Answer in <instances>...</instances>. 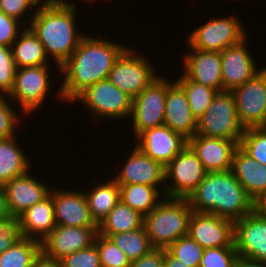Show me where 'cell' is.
Segmentation results:
<instances>
[{
	"label": "cell",
	"mask_w": 266,
	"mask_h": 267,
	"mask_svg": "<svg viewBox=\"0 0 266 267\" xmlns=\"http://www.w3.org/2000/svg\"><path fill=\"white\" fill-rule=\"evenodd\" d=\"M31 7H38V10L39 9H44V8H50V7H53L55 6L58 2H61V3H64V4H67V1H64V0H46V1H42V0H27ZM41 1L43 3H41ZM41 3V4H40Z\"/></svg>",
	"instance_id": "cell-48"
},
{
	"label": "cell",
	"mask_w": 266,
	"mask_h": 267,
	"mask_svg": "<svg viewBox=\"0 0 266 267\" xmlns=\"http://www.w3.org/2000/svg\"><path fill=\"white\" fill-rule=\"evenodd\" d=\"M166 80L159 76L132 99L133 129L138 137L145 130L164 124Z\"/></svg>",
	"instance_id": "cell-11"
},
{
	"label": "cell",
	"mask_w": 266,
	"mask_h": 267,
	"mask_svg": "<svg viewBox=\"0 0 266 267\" xmlns=\"http://www.w3.org/2000/svg\"><path fill=\"white\" fill-rule=\"evenodd\" d=\"M246 40L221 52L223 91H232L260 72L256 69L255 62L245 46Z\"/></svg>",
	"instance_id": "cell-20"
},
{
	"label": "cell",
	"mask_w": 266,
	"mask_h": 267,
	"mask_svg": "<svg viewBox=\"0 0 266 267\" xmlns=\"http://www.w3.org/2000/svg\"><path fill=\"white\" fill-rule=\"evenodd\" d=\"M10 214L6 205V194L3 185H0V220L9 217Z\"/></svg>",
	"instance_id": "cell-50"
},
{
	"label": "cell",
	"mask_w": 266,
	"mask_h": 267,
	"mask_svg": "<svg viewBox=\"0 0 266 267\" xmlns=\"http://www.w3.org/2000/svg\"><path fill=\"white\" fill-rule=\"evenodd\" d=\"M241 22L235 16L214 18L195 29L187 38L190 48L222 52L246 39Z\"/></svg>",
	"instance_id": "cell-10"
},
{
	"label": "cell",
	"mask_w": 266,
	"mask_h": 267,
	"mask_svg": "<svg viewBox=\"0 0 266 267\" xmlns=\"http://www.w3.org/2000/svg\"><path fill=\"white\" fill-rule=\"evenodd\" d=\"M126 48L104 39L84 36L71 57L60 67L65 75L58 96L74 100L88 86L108 79L114 62Z\"/></svg>",
	"instance_id": "cell-1"
},
{
	"label": "cell",
	"mask_w": 266,
	"mask_h": 267,
	"mask_svg": "<svg viewBox=\"0 0 266 267\" xmlns=\"http://www.w3.org/2000/svg\"><path fill=\"white\" fill-rule=\"evenodd\" d=\"M120 186V201L138 211L141 215L149 214L161 201L156 187L145 184H129Z\"/></svg>",
	"instance_id": "cell-30"
},
{
	"label": "cell",
	"mask_w": 266,
	"mask_h": 267,
	"mask_svg": "<svg viewBox=\"0 0 266 267\" xmlns=\"http://www.w3.org/2000/svg\"><path fill=\"white\" fill-rule=\"evenodd\" d=\"M187 145L208 172L230 171L234 150L239 146L233 140L201 135L188 139Z\"/></svg>",
	"instance_id": "cell-19"
},
{
	"label": "cell",
	"mask_w": 266,
	"mask_h": 267,
	"mask_svg": "<svg viewBox=\"0 0 266 267\" xmlns=\"http://www.w3.org/2000/svg\"><path fill=\"white\" fill-rule=\"evenodd\" d=\"M143 226V215L119 201L98 226V233L105 237L139 229Z\"/></svg>",
	"instance_id": "cell-29"
},
{
	"label": "cell",
	"mask_w": 266,
	"mask_h": 267,
	"mask_svg": "<svg viewBox=\"0 0 266 267\" xmlns=\"http://www.w3.org/2000/svg\"><path fill=\"white\" fill-rule=\"evenodd\" d=\"M15 110L3 96L0 99V139H6L15 136V128L19 126L20 118L15 114ZM19 119V120H18Z\"/></svg>",
	"instance_id": "cell-41"
},
{
	"label": "cell",
	"mask_w": 266,
	"mask_h": 267,
	"mask_svg": "<svg viewBox=\"0 0 266 267\" xmlns=\"http://www.w3.org/2000/svg\"><path fill=\"white\" fill-rule=\"evenodd\" d=\"M94 243L99 251L101 267H129L130 260L110 238L98 233Z\"/></svg>",
	"instance_id": "cell-36"
},
{
	"label": "cell",
	"mask_w": 266,
	"mask_h": 267,
	"mask_svg": "<svg viewBox=\"0 0 266 267\" xmlns=\"http://www.w3.org/2000/svg\"><path fill=\"white\" fill-rule=\"evenodd\" d=\"M32 267H62L61 261L46 256L42 251L36 256Z\"/></svg>",
	"instance_id": "cell-45"
},
{
	"label": "cell",
	"mask_w": 266,
	"mask_h": 267,
	"mask_svg": "<svg viewBox=\"0 0 266 267\" xmlns=\"http://www.w3.org/2000/svg\"><path fill=\"white\" fill-rule=\"evenodd\" d=\"M244 128L239 122L236 102L232 91H219L212 103L197 120L195 135L233 140L238 145Z\"/></svg>",
	"instance_id": "cell-5"
},
{
	"label": "cell",
	"mask_w": 266,
	"mask_h": 267,
	"mask_svg": "<svg viewBox=\"0 0 266 267\" xmlns=\"http://www.w3.org/2000/svg\"><path fill=\"white\" fill-rule=\"evenodd\" d=\"M164 262L166 267H189L164 249Z\"/></svg>",
	"instance_id": "cell-49"
},
{
	"label": "cell",
	"mask_w": 266,
	"mask_h": 267,
	"mask_svg": "<svg viewBox=\"0 0 266 267\" xmlns=\"http://www.w3.org/2000/svg\"><path fill=\"white\" fill-rule=\"evenodd\" d=\"M252 211L266 218V190L252 200Z\"/></svg>",
	"instance_id": "cell-46"
},
{
	"label": "cell",
	"mask_w": 266,
	"mask_h": 267,
	"mask_svg": "<svg viewBox=\"0 0 266 267\" xmlns=\"http://www.w3.org/2000/svg\"><path fill=\"white\" fill-rule=\"evenodd\" d=\"M164 125L187 140L197 132V118L190 109L183 87L177 81L166 80Z\"/></svg>",
	"instance_id": "cell-17"
},
{
	"label": "cell",
	"mask_w": 266,
	"mask_h": 267,
	"mask_svg": "<svg viewBox=\"0 0 266 267\" xmlns=\"http://www.w3.org/2000/svg\"><path fill=\"white\" fill-rule=\"evenodd\" d=\"M47 65L17 68L12 91L7 96L20 104L22 111L31 113L43 104L49 90Z\"/></svg>",
	"instance_id": "cell-12"
},
{
	"label": "cell",
	"mask_w": 266,
	"mask_h": 267,
	"mask_svg": "<svg viewBox=\"0 0 266 267\" xmlns=\"http://www.w3.org/2000/svg\"><path fill=\"white\" fill-rule=\"evenodd\" d=\"M188 98L190 109L197 120L204 114L218 93L217 90L187 79L184 75L177 79Z\"/></svg>",
	"instance_id": "cell-33"
},
{
	"label": "cell",
	"mask_w": 266,
	"mask_h": 267,
	"mask_svg": "<svg viewBox=\"0 0 266 267\" xmlns=\"http://www.w3.org/2000/svg\"><path fill=\"white\" fill-rule=\"evenodd\" d=\"M234 246L238 256L266 262V218L252 211L235 221Z\"/></svg>",
	"instance_id": "cell-15"
},
{
	"label": "cell",
	"mask_w": 266,
	"mask_h": 267,
	"mask_svg": "<svg viewBox=\"0 0 266 267\" xmlns=\"http://www.w3.org/2000/svg\"><path fill=\"white\" fill-rule=\"evenodd\" d=\"M19 20L6 15L0 9V46L12 47L21 28Z\"/></svg>",
	"instance_id": "cell-42"
},
{
	"label": "cell",
	"mask_w": 266,
	"mask_h": 267,
	"mask_svg": "<svg viewBox=\"0 0 266 267\" xmlns=\"http://www.w3.org/2000/svg\"><path fill=\"white\" fill-rule=\"evenodd\" d=\"M232 92L242 127H266V67Z\"/></svg>",
	"instance_id": "cell-9"
},
{
	"label": "cell",
	"mask_w": 266,
	"mask_h": 267,
	"mask_svg": "<svg viewBox=\"0 0 266 267\" xmlns=\"http://www.w3.org/2000/svg\"><path fill=\"white\" fill-rule=\"evenodd\" d=\"M17 67L12 48L0 46V94L7 97L12 91ZM3 93V94H2Z\"/></svg>",
	"instance_id": "cell-38"
},
{
	"label": "cell",
	"mask_w": 266,
	"mask_h": 267,
	"mask_svg": "<svg viewBox=\"0 0 266 267\" xmlns=\"http://www.w3.org/2000/svg\"><path fill=\"white\" fill-rule=\"evenodd\" d=\"M129 267H166L164 249L152 248L139 259L131 261Z\"/></svg>",
	"instance_id": "cell-43"
},
{
	"label": "cell",
	"mask_w": 266,
	"mask_h": 267,
	"mask_svg": "<svg viewBox=\"0 0 266 267\" xmlns=\"http://www.w3.org/2000/svg\"><path fill=\"white\" fill-rule=\"evenodd\" d=\"M109 238L126 254L130 262L139 259L153 248L144 226L132 231L112 234Z\"/></svg>",
	"instance_id": "cell-32"
},
{
	"label": "cell",
	"mask_w": 266,
	"mask_h": 267,
	"mask_svg": "<svg viewBox=\"0 0 266 267\" xmlns=\"http://www.w3.org/2000/svg\"><path fill=\"white\" fill-rule=\"evenodd\" d=\"M88 201L89 212L97 226L106 218L108 213L120 201V186L112 178L106 183L94 186L90 193H85Z\"/></svg>",
	"instance_id": "cell-28"
},
{
	"label": "cell",
	"mask_w": 266,
	"mask_h": 267,
	"mask_svg": "<svg viewBox=\"0 0 266 267\" xmlns=\"http://www.w3.org/2000/svg\"><path fill=\"white\" fill-rule=\"evenodd\" d=\"M235 267H266V262L256 261L239 256L235 263Z\"/></svg>",
	"instance_id": "cell-47"
},
{
	"label": "cell",
	"mask_w": 266,
	"mask_h": 267,
	"mask_svg": "<svg viewBox=\"0 0 266 267\" xmlns=\"http://www.w3.org/2000/svg\"><path fill=\"white\" fill-rule=\"evenodd\" d=\"M132 51L127 47L120 54L109 72L108 79L134 99L159 75L154 73V68L150 66L149 61L143 55H138Z\"/></svg>",
	"instance_id": "cell-7"
},
{
	"label": "cell",
	"mask_w": 266,
	"mask_h": 267,
	"mask_svg": "<svg viewBox=\"0 0 266 267\" xmlns=\"http://www.w3.org/2000/svg\"><path fill=\"white\" fill-rule=\"evenodd\" d=\"M21 36L12 44V54L17 68L48 65L43 44L28 27L21 30Z\"/></svg>",
	"instance_id": "cell-27"
},
{
	"label": "cell",
	"mask_w": 266,
	"mask_h": 267,
	"mask_svg": "<svg viewBox=\"0 0 266 267\" xmlns=\"http://www.w3.org/2000/svg\"><path fill=\"white\" fill-rule=\"evenodd\" d=\"M239 147L260 165L266 166V127L245 129Z\"/></svg>",
	"instance_id": "cell-34"
},
{
	"label": "cell",
	"mask_w": 266,
	"mask_h": 267,
	"mask_svg": "<svg viewBox=\"0 0 266 267\" xmlns=\"http://www.w3.org/2000/svg\"><path fill=\"white\" fill-rule=\"evenodd\" d=\"M54 202L55 222L71 227H98L92 220L85 193L79 191H50Z\"/></svg>",
	"instance_id": "cell-22"
},
{
	"label": "cell",
	"mask_w": 266,
	"mask_h": 267,
	"mask_svg": "<svg viewBox=\"0 0 266 267\" xmlns=\"http://www.w3.org/2000/svg\"><path fill=\"white\" fill-rule=\"evenodd\" d=\"M231 171L252 200L266 190V166L260 165L239 146L233 153Z\"/></svg>",
	"instance_id": "cell-25"
},
{
	"label": "cell",
	"mask_w": 266,
	"mask_h": 267,
	"mask_svg": "<svg viewBox=\"0 0 266 267\" xmlns=\"http://www.w3.org/2000/svg\"><path fill=\"white\" fill-rule=\"evenodd\" d=\"M119 185L145 184L158 187L165 180V166L145 155L136 146L121 172L114 177ZM161 183V184H160Z\"/></svg>",
	"instance_id": "cell-21"
},
{
	"label": "cell",
	"mask_w": 266,
	"mask_h": 267,
	"mask_svg": "<svg viewBox=\"0 0 266 267\" xmlns=\"http://www.w3.org/2000/svg\"><path fill=\"white\" fill-rule=\"evenodd\" d=\"M238 257L235 247L206 248L199 267H235Z\"/></svg>",
	"instance_id": "cell-37"
},
{
	"label": "cell",
	"mask_w": 266,
	"mask_h": 267,
	"mask_svg": "<svg viewBox=\"0 0 266 267\" xmlns=\"http://www.w3.org/2000/svg\"><path fill=\"white\" fill-rule=\"evenodd\" d=\"M30 6L31 5L27 0H0V9L6 15L19 21L24 13L29 11Z\"/></svg>",
	"instance_id": "cell-44"
},
{
	"label": "cell",
	"mask_w": 266,
	"mask_h": 267,
	"mask_svg": "<svg viewBox=\"0 0 266 267\" xmlns=\"http://www.w3.org/2000/svg\"><path fill=\"white\" fill-rule=\"evenodd\" d=\"M192 213L188 199L166 197V201H161L143 216V226L151 246L167 249L180 237L188 235Z\"/></svg>",
	"instance_id": "cell-4"
},
{
	"label": "cell",
	"mask_w": 266,
	"mask_h": 267,
	"mask_svg": "<svg viewBox=\"0 0 266 267\" xmlns=\"http://www.w3.org/2000/svg\"><path fill=\"white\" fill-rule=\"evenodd\" d=\"M19 222L22 237L41 242L56 225L52 194L23 212Z\"/></svg>",
	"instance_id": "cell-24"
},
{
	"label": "cell",
	"mask_w": 266,
	"mask_h": 267,
	"mask_svg": "<svg viewBox=\"0 0 266 267\" xmlns=\"http://www.w3.org/2000/svg\"><path fill=\"white\" fill-rule=\"evenodd\" d=\"M192 49L184 58L183 75L194 82L223 91L221 52Z\"/></svg>",
	"instance_id": "cell-23"
},
{
	"label": "cell",
	"mask_w": 266,
	"mask_h": 267,
	"mask_svg": "<svg viewBox=\"0 0 266 267\" xmlns=\"http://www.w3.org/2000/svg\"><path fill=\"white\" fill-rule=\"evenodd\" d=\"M193 211L237 221L252 212V199L233 172H208L188 197Z\"/></svg>",
	"instance_id": "cell-2"
},
{
	"label": "cell",
	"mask_w": 266,
	"mask_h": 267,
	"mask_svg": "<svg viewBox=\"0 0 266 267\" xmlns=\"http://www.w3.org/2000/svg\"><path fill=\"white\" fill-rule=\"evenodd\" d=\"M29 172L28 170L3 185L10 216L19 217L50 194L48 186L38 182Z\"/></svg>",
	"instance_id": "cell-18"
},
{
	"label": "cell",
	"mask_w": 266,
	"mask_h": 267,
	"mask_svg": "<svg viewBox=\"0 0 266 267\" xmlns=\"http://www.w3.org/2000/svg\"><path fill=\"white\" fill-rule=\"evenodd\" d=\"M188 235L201 247H235L234 221L211 213L193 211Z\"/></svg>",
	"instance_id": "cell-13"
},
{
	"label": "cell",
	"mask_w": 266,
	"mask_h": 267,
	"mask_svg": "<svg viewBox=\"0 0 266 267\" xmlns=\"http://www.w3.org/2000/svg\"><path fill=\"white\" fill-rule=\"evenodd\" d=\"M40 252V241L22 237L0 254V267H32Z\"/></svg>",
	"instance_id": "cell-31"
},
{
	"label": "cell",
	"mask_w": 266,
	"mask_h": 267,
	"mask_svg": "<svg viewBox=\"0 0 266 267\" xmlns=\"http://www.w3.org/2000/svg\"><path fill=\"white\" fill-rule=\"evenodd\" d=\"M137 138L135 146L164 166L187 146L186 138L164 124L145 130Z\"/></svg>",
	"instance_id": "cell-16"
},
{
	"label": "cell",
	"mask_w": 266,
	"mask_h": 267,
	"mask_svg": "<svg viewBox=\"0 0 266 267\" xmlns=\"http://www.w3.org/2000/svg\"><path fill=\"white\" fill-rule=\"evenodd\" d=\"M171 255L189 267H199L204 248L189 235L180 237L166 249Z\"/></svg>",
	"instance_id": "cell-35"
},
{
	"label": "cell",
	"mask_w": 266,
	"mask_h": 267,
	"mask_svg": "<svg viewBox=\"0 0 266 267\" xmlns=\"http://www.w3.org/2000/svg\"><path fill=\"white\" fill-rule=\"evenodd\" d=\"M75 4L58 2L55 6L37 9L30 17L29 28L43 44L47 58H54L58 69L71 57L84 33L76 31ZM77 32V33H76Z\"/></svg>",
	"instance_id": "cell-3"
},
{
	"label": "cell",
	"mask_w": 266,
	"mask_h": 267,
	"mask_svg": "<svg viewBox=\"0 0 266 267\" xmlns=\"http://www.w3.org/2000/svg\"><path fill=\"white\" fill-rule=\"evenodd\" d=\"M60 261L62 267H101L100 255L95 243L65 256Z\"/></svg>",
	"instance_id": "cell-39"
},
{
	"label": "cell",
	"mask_w": 266,
	"mask_h": 267,
	"mask_svg": "<svg viewBox=\"0 0 266 267\" xmlns=\"http://www.w3.org/2000/svg\"><path fill=\"white\" fill-rule=\"evenodd\" d=\"M98 227H71L56 224L41 241V251L48 257L62 260L65 256L94 244Z\"/></svg>",
	"instance_id": "cell-14"
},
{
	"label": "cell",
	"mask_w": 266,
	"mask_h": 267,
	"mask_svg": "<svg viewBox=\"0 0 266 267\" xmlns=\"http://www.w3.org/2000/svg\"><path fill=\"white\" fill-rule=\"evenodd\" d=\"M22 238L19 217L9 216L0 220V254Z\"/></svg>",
	"instance_id": "cell-40"
},
{
	"label": "cell",
	"mask_w": 266,
	"mask_h": 267,
	"mask_svg": "<svg viewBox=\"0 0 266 267\" xmlns=\"http://www.w3.org/2000/svg\"><path fill=\"white\" fill-rule=\"evenodd\" d=\"M15 138L0 139V185L30 170V160L18 147Z\"/></svg>",
	"instance_id": "cell-26"
},
{
	"label": "cell",
	"mask_w": 266,
	"mask_h": 267,
	"mask_svg": "<svg viewBox=\"0 0 266 267\" xmlns=\"http://www.w3.org/2000/svg\"><path fill=\"white\" fill-rule=\"evenodd\" d=\"M207 173L201 160L187 145L165 166V180L171 178L174 185L164 186L161 190L164 198L188 199Z\"/></svg>",
	"instance_id": "cell-6"
},
{
	"label": "cell",
	"mask_w": 266,
	"mask_h": 267,
	"mask_svg": "<svg viewBox=\"0 0 266 267\" xmlns=\"http://www.w3.org/2000/svg\"><path fill=\"white\" fill-rule=\"evenodd\" d=\"M83 102L95 116L123 119L131 116L132 98L109 79L98 81L82 91L74 101Z\"/></svg>",
	"instance_id": "cell-8"
}]
</instances>
